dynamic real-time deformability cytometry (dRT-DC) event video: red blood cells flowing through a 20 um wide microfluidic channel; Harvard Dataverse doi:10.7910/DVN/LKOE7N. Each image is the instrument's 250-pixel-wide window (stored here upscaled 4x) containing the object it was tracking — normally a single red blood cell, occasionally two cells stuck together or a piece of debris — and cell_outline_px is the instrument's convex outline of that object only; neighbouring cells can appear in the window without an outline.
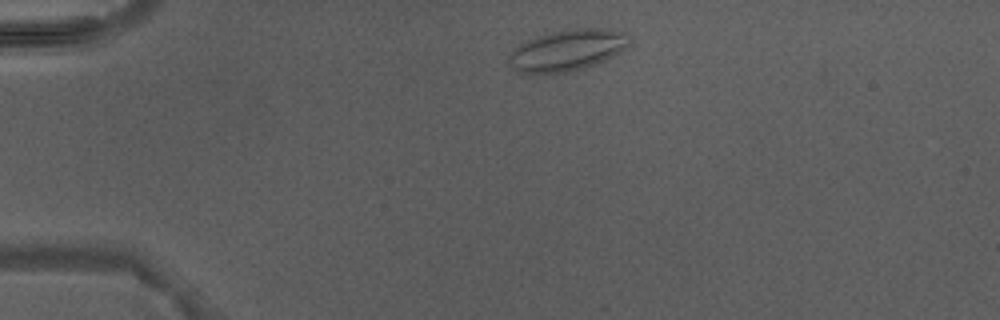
{"species": "Egyptian fruit bat (a non-hibernating species)", "species_latin": "Rousettus aegyptiacus", "temperature_condition": "warm", "stored_images_in_passage": 2, "camera_frame_rate_fps": 3000, "um_per_image_px": 0.085, "animal": {"sex": "male"}, "frame": {"image": 1, "passage_image": 1, "time_ms": 0.0, "image_size_px": [1000, 320], "cell_outline_px": [[632, 44], [620, 52], [596, 64], [584, 68], [568, 72], [516, 72], [508, 64], [508, 52], [520, 44], [544, 32], [568, 28], [604, 28], [628, 32], [632, 36]], "centroid_in_image_um": [48.26, 4.23], "position_along_channel_um": 36.7, "area_um2": 29.59}}